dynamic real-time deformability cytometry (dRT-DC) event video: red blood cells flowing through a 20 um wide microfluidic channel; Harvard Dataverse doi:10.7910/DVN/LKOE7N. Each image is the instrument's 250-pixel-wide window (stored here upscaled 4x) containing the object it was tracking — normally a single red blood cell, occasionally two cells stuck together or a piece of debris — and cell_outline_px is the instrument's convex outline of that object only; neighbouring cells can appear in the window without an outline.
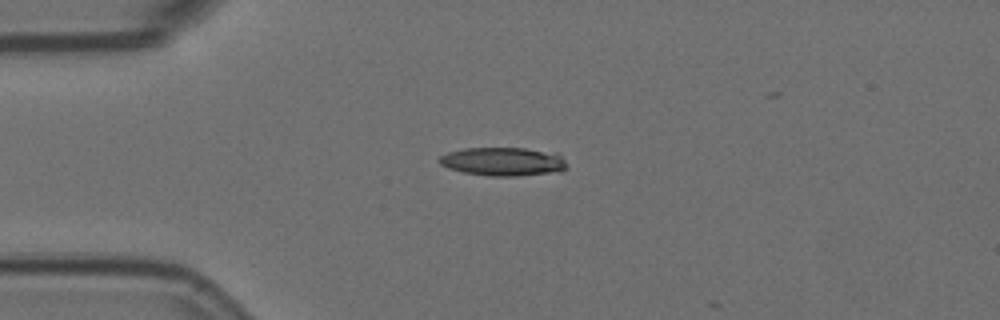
{"species": "Egyptian fruit bat (a non-hibernating species)", "species_latin": "Rousettus aegyptiacus", "temperature_condition": "room temperature", "stored_images_in_passage": 14, "camera_frame_rate_fps": 3000, "um_per_image_px": 0.085, "animal": {"sex": "female"}, "frame": {"image": 1, "passage_image": 13, "time_ms": 4.0, "image_size_px": [1000, 320], "cell_outline_px": [[568, 168], [560, 172], [516, 176], [488, 176], [464, 172], [448, 168], [440, 164], [440, 156], [448, 152], [464, 148], [524, 148], [560, 152]], "centroid_in_image_um": [42.84, 13.73], "position_along_channel_um": 42.2, "area_um2": 21.5}}